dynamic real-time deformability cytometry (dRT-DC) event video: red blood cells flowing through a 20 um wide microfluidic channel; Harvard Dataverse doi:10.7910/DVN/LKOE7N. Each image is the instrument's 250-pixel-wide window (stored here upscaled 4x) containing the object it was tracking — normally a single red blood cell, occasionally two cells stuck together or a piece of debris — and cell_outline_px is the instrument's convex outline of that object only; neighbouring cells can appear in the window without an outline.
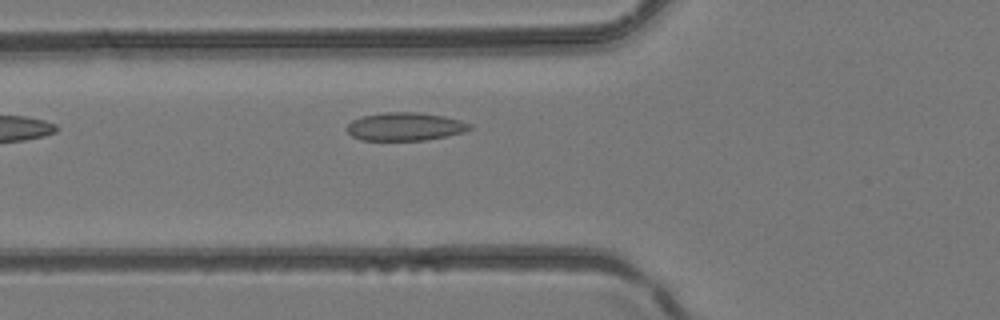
{"species": "common noctule bat (a hibernating species)", "species_latin": "Nyctalus noctula", "temperature_condition": "room temperature", "stored_images_in_passage": 6, "camera_frame_rate_fps": 3000, "um_per_image_px": 0.085, "animal": {"sex": "female", "body_mass_g": 24.6, "forearm_length_mm": 56.2}, "frame": {"image": 1, "passage_image": 6, "time_ms": 1.667, "image_size_px": [1000, 320], "cell_outline_px": [[472, 128], [464, 132], [448, 136], [424, 140], [360, 140], [352, 136], [344, 128], [352, 120], [364, 116], [380, 112], [420, 112], [444, 116], [460, 120], [472, 124]], "centroid_in_image_um": [34.43, 10.75], "position_along_channel_um": 91.4, "area_um2": 20.35}}